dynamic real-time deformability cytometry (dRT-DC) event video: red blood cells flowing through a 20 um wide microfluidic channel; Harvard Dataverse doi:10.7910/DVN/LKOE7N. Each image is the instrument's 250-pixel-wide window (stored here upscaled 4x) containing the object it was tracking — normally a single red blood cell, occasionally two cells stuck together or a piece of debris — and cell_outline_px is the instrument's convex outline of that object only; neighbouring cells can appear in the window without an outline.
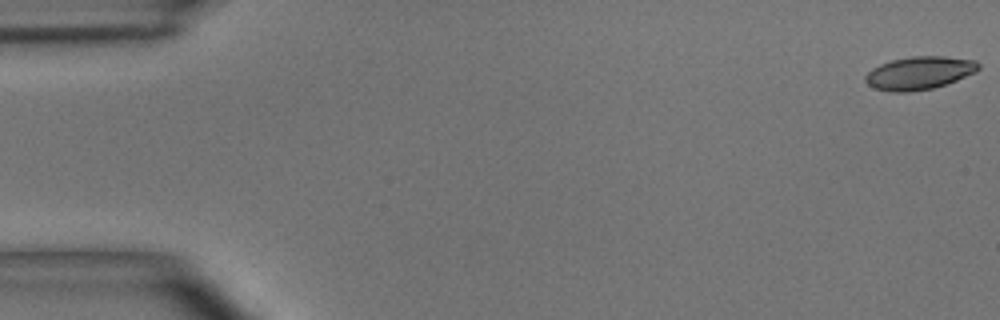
{"species": "common noctule bat (a hibernating species)", "species_latin": "Nyctalus noctula", "temperature_condition": "room temperature", "stored_images_in_passage": 10, "camera_frame_rate_fps": 3000, "um_per_image_px": 0.085, "animal": {"sex": "male", "body_mass_g": 15.6}, "frame": {"image": 1, "passage_image": 1, "time_ms": 0.0, "image_size_px": [1000, 320], "cell_outline_px": [[980, 68], [976, 72], [956, 80], [932, 88], [908, 92], [892, 92], [876, 88], [868, 84], [864, 80], [864, 76], [872, 68], [880, 64], [892, 60], [912, 56], [944, 56], [976, 60], [980, 64]], "centroid_in_image_um": [78.15, 6.19], "position_along_channel_um": 6.9, "area_um2": 21.68}}